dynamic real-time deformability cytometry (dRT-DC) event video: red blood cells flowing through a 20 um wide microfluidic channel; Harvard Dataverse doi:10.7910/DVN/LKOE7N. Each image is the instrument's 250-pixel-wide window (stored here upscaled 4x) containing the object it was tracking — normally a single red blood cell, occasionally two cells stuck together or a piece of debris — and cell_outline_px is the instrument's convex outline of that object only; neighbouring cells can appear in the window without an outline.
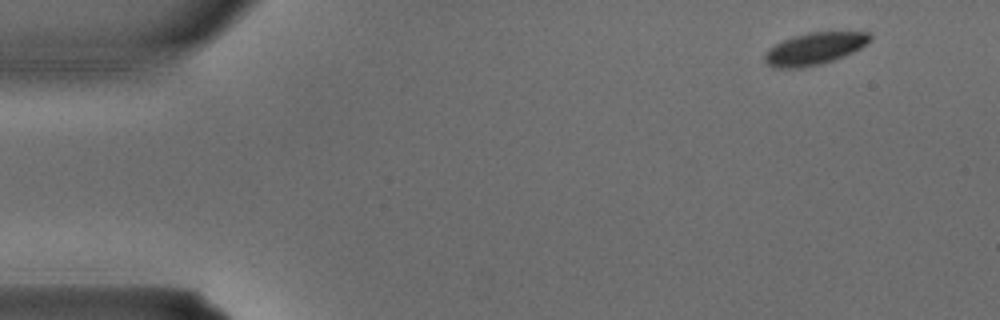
{"species": "common noctule bat (a hibernating species)", "species_latin": "Nyctalus noctula", "temperature_condition": "warm", "stored_images_in_passage": 4, "segment_of_instrument_passage": [1, 2], "camera_frame_rate_fps": 3000, "um_per_image_px": 0.085, "animal": {"sex": "male", "body_mass_g": 15.6}, "frame": {"image": 1, "passage_image": 1, "time_ms": 0.0, "image_size_px": [1000, 320], "cell_outline_px": [[872, 40], [860, 48], [844, 56], [820, 64], [800, 68], [772, 68], [764, 60], [764, 56], [768, 48], [792, 36], [808, 32], [868, 32], [872, 36]], "centroid_in_image_um": [69.22, 4.13], "position_along_channel_um": 15.8, "area_um2": 19.65}}
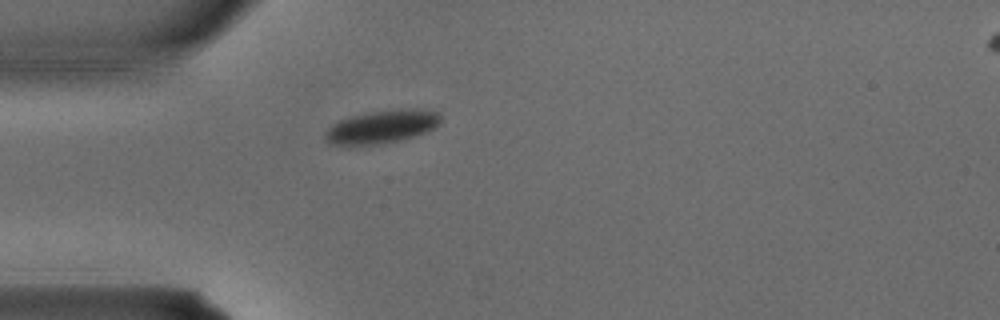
{"frame": {"image": 2, "passage_image": 3, "time_ms": 0.667, "image_size_px": [1000, 320], "cell_outline_px": [[440, 124], [424, 132], [400, 140], [380, 144], [328, 144], [324, 136], [324, 132], [332, 124], [340, 120], [352, 116], [368, 112], [396, 108], [416, 108], [436, 112], [440, 116]], "centroid_in_image_um": [32.44, 10.75], "position_along_channel_um": 52.6, "area_um2": 22.14}}